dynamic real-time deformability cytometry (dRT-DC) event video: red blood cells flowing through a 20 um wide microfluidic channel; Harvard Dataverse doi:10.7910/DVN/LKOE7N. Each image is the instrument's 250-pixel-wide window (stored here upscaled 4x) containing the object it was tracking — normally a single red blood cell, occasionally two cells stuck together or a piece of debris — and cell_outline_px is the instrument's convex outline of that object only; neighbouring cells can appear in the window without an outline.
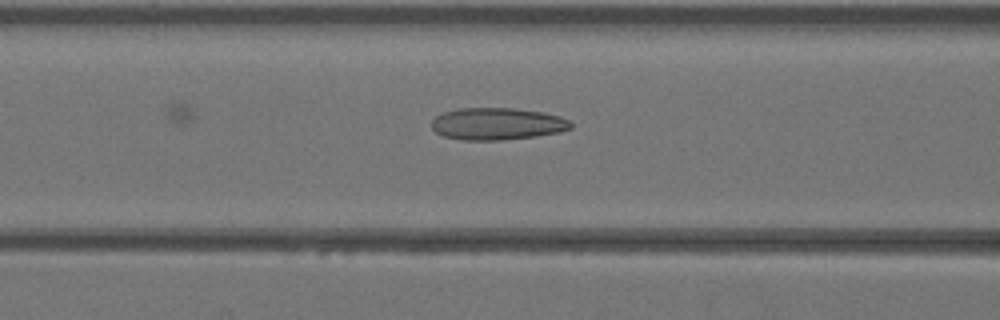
{"species": "Egyptian fruit bat (a non-hibernating species)", "species_latin": "Rousettus aegyptiacus", "temperature_condition": "warm", "stored_images_in_passage": 19, "camera_frame_rate_fps": 3000, "um_per_image_px": 0.085, "animal": {"sex": "female"}, "frame": {"image": 1, "passage_image": 4, "time_ms": 1.0, "image_size_px": [1000, 320], "cell_outline_px": [[572, 128], [560, 132], [536, 136], [500, 140], [464, 140], [444, 136], [436, 132], [432, 128], [432, 120], [440, 112], [456, 108], [512, 108], [544, 112], [560, 116], [568, 120], [572, 124]], "centroid_in_image_um": [42.25, 10.51], "position_along_channel_um": 124.4, "area_um2": 26.18}}
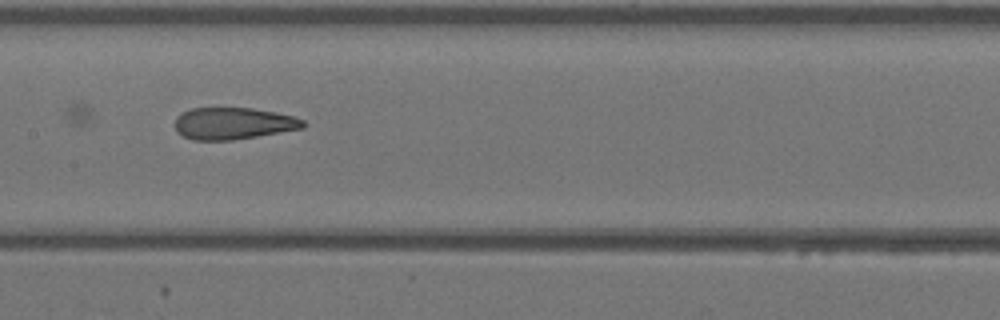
{"frame": {"image": 2, "passage_image": 8, "time_ms": 2.333, "image_size_px": [1000, 320], "cell_outline_px": [[308, 124], [304, 128], [232, 140], [192, 140], [176, 132], [176, 116], [192, 108], [252, 108], [276, 112], [292, 116], [304, 120]], "centroid_in_image_um": [19.85, 10.49], "position_along_channel_um": 187.6, "area_um2": 23.76}}
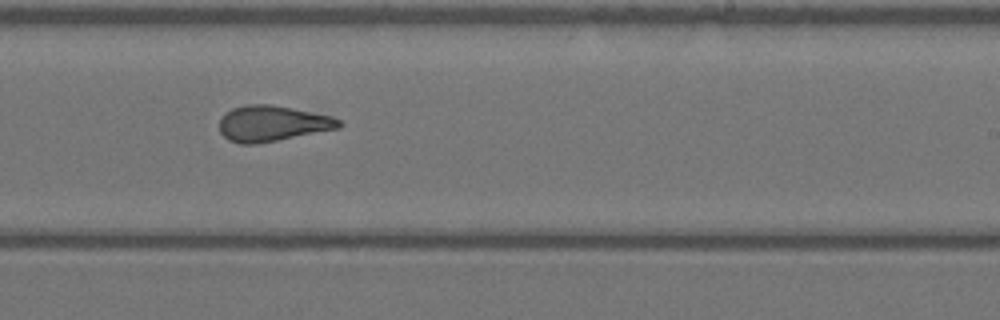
{"frame": {"image": 3, "passage_image": 13, "time_ms": 4.0, "image_size_px": [1000, 320], "cell_outline_px": [[344, 124], [340, 128], [256, 144], [240, 144], [228, 140], [220, 132], [220, 120], [232, 108], [248, 104], [268, 104], [292, 108], [332, 116], [340, 120]], "centroid_in_image_um": [23.17, 10.5], "position_along_channel_um": 265.8, "area_um2": 24.74}}